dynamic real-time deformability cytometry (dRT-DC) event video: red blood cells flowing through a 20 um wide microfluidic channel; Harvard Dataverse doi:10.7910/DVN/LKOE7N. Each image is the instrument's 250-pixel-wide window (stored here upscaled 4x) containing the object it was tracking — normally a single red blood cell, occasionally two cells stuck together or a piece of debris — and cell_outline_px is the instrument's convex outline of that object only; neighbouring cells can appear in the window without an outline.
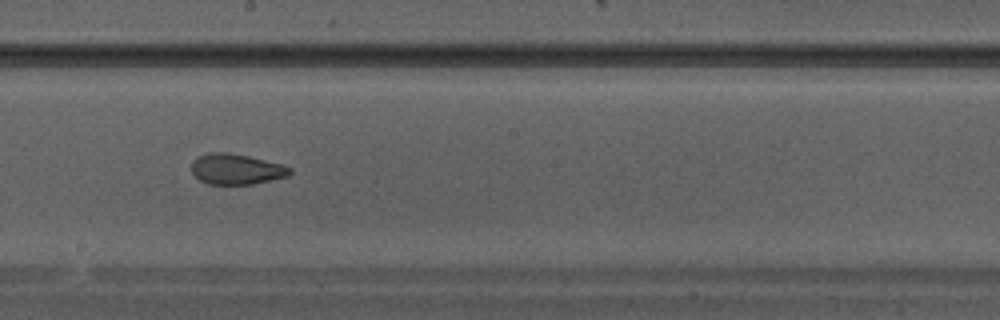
{"species": "Egyptian fruit bat (a non-hibernating species)", "species_latin": "Rousettus aegyptiacus", "temperature_condition": "warm", "stored_images_in_passage": 28, "camera_frame_rate_fps": 3000, "um_per_image_px": 0.085, "animal": {"sex": "male"}, "frame": {"image": 1, "passage_image": 13, "time_ms": 4.0, "image_size_px": [1000, 320], "cell_outline_px": [[292, 172], [288, 176], [272, 180], [252, 184], [208, 184], [200, 180], [192, 172], [192, 160], [196, 156], [208, 152], [228, 152], [248, 156], [284, 164], [292, 168]], "centroid_in_image_um": [20.09, 14.36], "position_along_channel_um": 228.1, "area_um2": 17.74}}